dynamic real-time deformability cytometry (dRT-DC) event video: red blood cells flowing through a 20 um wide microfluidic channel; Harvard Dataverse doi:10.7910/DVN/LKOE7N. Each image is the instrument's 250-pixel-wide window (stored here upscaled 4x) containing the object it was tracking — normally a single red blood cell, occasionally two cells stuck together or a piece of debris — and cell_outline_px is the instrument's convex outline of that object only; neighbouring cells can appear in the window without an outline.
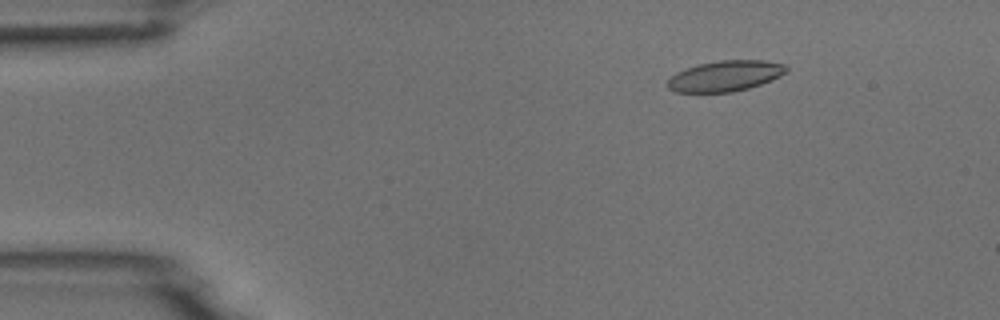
{"species": "common noctule bat (a hibernating species)", "species_latin": "Nyctalus noctula", "temperature_condition": "room temperature", "stored_images_in_passage": 6, "camera_frame_rate_fps": 3000, "um_per_image_px": 0.085, "animal": {"sex": "male", "body_mass_g": 18.8}, "frame": {"image": 1, "passage_image": 2, "time_ms": 2.0, "image_size_px": [1000, 320], "cell_outline_px": [[788, 72], [772, 80], [748, 88], [732, 92], [676, 92], [668, 88], [668, 80], [676, 72], [700, 64], [720, 60], [764, 60], [784, 64], [788, 68]], "centroid_in_image_um": [61.68, 6.45], "position_along_channel_um": 23.3, "area_um2": 21.1}}
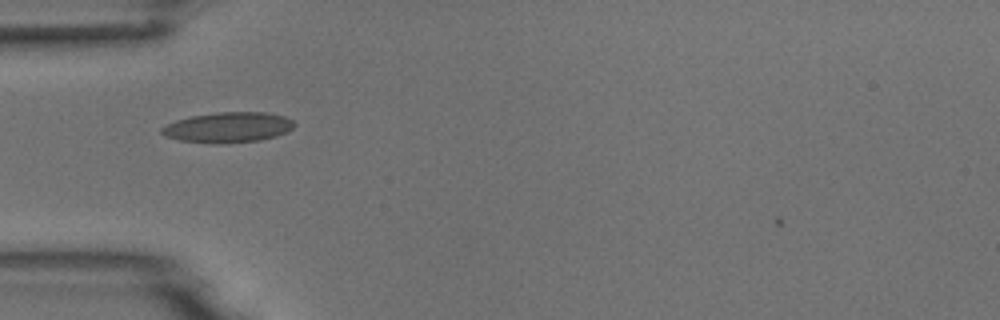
{"frame": {"image": 2, "passage_image": 4, "time_ms": 5.0, "image_size_px": [1000, 320], "cell_outline_px": [[296, 124], [288, 132], [276, 136], [260, 140], [216, 144], [180, 140], [164, 136], [160, 132], [160, 128], [176, 120], [192, 116], [216, 112], [264, 112], [284, 116], [292, 120]], "centroid_in_image_um": [19.39, 10.82], "position_along_channel_um": 65.6, "area_um2": 23.47}}